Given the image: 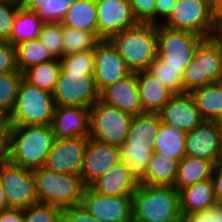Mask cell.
Returning <instances> with one entry per match:
<instances>
[{
  "label": "cell",
  "mask_w": 222,
  "mask_h": 222,
  "mask_svg": "<svg viewBox=\"0 0 222 222\" xmlns=\"http://www.w3.org/2000/svg\"><path fill=\"white\" fill-rule=\"evenodd\" d=\"M54 109L52 93L23 79L9 118L12 125H51Z\"/></svg>",
  "instance_id": "cell-7"
},
{
  "label": "cell",
  "mask_w": 222,
  "mask_h": 222,
  "mask_svg": "<svg viewBox=\"0 0 222 222\" xmlns=\"http://www.w3.org/2000/svg\"><path fill=\"white\" fill-rule=\"evenodd\" d=\"M22 80L23 73L19 70L0 75V115L10 116Z\"/></svg>",
  "instance_id": "cell-34"
},
{
  "label": "cell",
  "mask_w": 222,
  "mask_h": 222,
  "mask_svg": "<svg viewBox=\"0 0 222 222\" xmlns=\"http://www.w3.org/2000/svg\"><path fill=\"white\" fill-rule=\"evenodd\" d=\"M176 2L177 0H156L154 9V25L162 24V22L169 17Z\"/></svg>",
  "instance_id": "cell-46"
},
{
  "label": "cell",
  "mask_w": 222,
  "mask_h": 222,
  "mask_svg": "<svg viewBox=\"0 0 222 222\" xmlns=\"http://www.w3.org/2000/svg\"><path fill=\"white\" fill-rule=\"evenodd\" d=\"M98 37L110 39L114 34L135 26L129 0H95Z\"/></svg>",
  "instance_id": "cell-15"
},
{
  "label": "cell",
  "mask_w": 222,
  "mask_h": 222,
  "mask_svg": "<svg viewBox=\"0 0 222 222\" xmlns=\"http://www.w3.org/2000/svg\"><path fill=\"white\" fill-rule=\"evenodd\" d=\"M61 64L59 59L31 66L24 70L23 79L35 87L54 93L60 73Z\"/></svg>",
  "instance_id": "cell-30"
},
{
  "label": "cell",
  "mask_w": 222,
  "mask_h": 222,
  "mask_svg": "<svg viewBox=\"0 0 222 222\" xmlns=\"http://www.w3.org/2000/svg\"><path fill=\"white\" fill-rule=\"evenodd\" d=\"M214 164L204 158L185 156L178 163L177 175L173 187L179 191L212 177Z\"/></svg>",
  "instance_id": "cell-25"
},
{
  "label": "cell",
  "mask_w": 222,
  "mask_h": 222,
  "mask_svg": "<svg viewBox=\"0 0 222 222\" xmlns=\"http://www.w3.org/2000/svg\"><path fill=\"white\" fill-rule=\"evenodd\" d=\"M130 222H139V221H136V220L132 219Z\"/></svg>",
  "instance_id": "cell-56"
},
{
  "label": "cell",
  "mask_w": 222,
  "mask_h": 222,
  "mask_svg": "<svg viewBox=\"0 0 222 222\" xmlns=\"http://www.w3.org/2000/svg\"><path fill=\"white\" fill-rule=\"evenodd\" d=\"M222 76V38H205L197 47L193 59L185 67L182 82L184 93L215 83Z\"/></svg>",
  "instance_id": "cell-5"
},
{
  "label": "cell",
  "mask_w": 222,
  "mask_h": 222,
  "mask_svg": "<svg viewBox=\"0 0 222 222\" xmlns=\"http://www.w3.org/2000/svg\"><path fill=\"white\" fill-rule=\"evenodd\" d=\"M32 171L39 202H47L60 208L81 204L85 185L80 175L54 172L45 166Z\"/></svg>",
  "instance_id": "cell-6"
},
{
  "label": "cell",
  "mask_w": 222,
  "mask_h": 222,
  "mask_svg": "<svg viewBox=\"0 0 222 222\" xmlns=\"http://www.w3.org/2000/svg\"><path fill=\"white\" fill-rule=\"evenodd\" d=\"M139 99L144 112H158L173 93L147 70L137 72Z\"/></svg>",
  "instance_id": "cell-24"
},
{
  "label": "cell",
  "mask_w": 222,
  "mask_h": 222,
  "mask_svg": "<svg viewBox=\"0 0 222 222\" xmlns=\"http://www.w3.org/2000/svg\"><path fill=\"white\" fill-rule=\"evenodd\" d=\"M62 208L47 202H36L24 209V222H61Z\"/></svg>",
  "instance_id": "cell-37"
},
{
  "label": "cell",
  "mask_w": 222,
  "mask_h": 222,
  "mask_svg": "<svg viewBox=\"0 0 222 222\" xmlns=\"http://www.w3.org/2000/svg\"><path fill=\"white\" fill-rule=\"evenodd\" d=\"M133 116L100 100L90 107L89 138L121 146L130 130Z\"/></svg>",
  "instance_id": "cell-9"
},
{
  "label": "cell",
  "mask_w": 222,
  "mask_h": 222,
  "mask_svg": "<svg viewBox=\"0 0 222 222\" xmlns=\"http://www.w3.org/2000/svg\"><path fill=\"white\" fill-rule=\"evenodd\" d=\"M15 49L16 65L20 72H23L31 66L55 59L41 43L39 38L24 41L15 46Z\"/></svg>",
  "instance_id": "cell-32"
},
{
  "label": "cell",
  "mask_w": 222,
  "mask_h": 222,
  "mask_svg": "<svg viewBox=\"0 0 222 222\" xmlns=\"http://www.w3.org/2000/svg\"><path fill=\"white\" fill-rule=\"evenodd\" d=\"M63 222H100L93 217L85 207L80 204L77 206H70L62 208Z\"/></svg>",
  "instance_id": "cell-44"
},
{
  "label": "cell",
  "mask_w": 222,
  "mask_h": 222,
  "mask_svg": "<svg viewBox=\"0 0 222 222\" xmlns=\"http://www.w3.org/2000/svg\"><path fill=\"white\" fill-rule=\"evenodd\" d=\"M55 141L51 125H12L9 160L34 170L45 166Z\"/></svg>",
  "instance_id": "cell-2"
},
{
  "label": "cell",
  "mask_w": 222,
  "mask_h": 222,
  "mask_svg": "<svg viewBox=\"0 0 222 222\" xmlns=\"http://www.w3.org/2000/svg\"><path fill=\"white\" fill-rule=\"evenodd\" d=\"M158 114L162 123L175 126L186 133L204 121L190 93L173 94Z\"/></svg>",
  "instance_id": "cell-19"
},
{
  "label": "cell",
  "mask_w": 222,
  "mask_h": 222,
  "mask_svg": "<svg viewBox=\"0 0 222 222\" xmlns=\"http://www.w3.org/2000/svg\"><path fill=\"white\" fill-rule=\"evenodd\" d=\"M65 27L89 31L98 36L97 7L95 0H77L61 21Z\"/></svg>",
  "instance_id": "cell-29"
},
{
  "label": "cell",
  "mask_w": 222,
  "mask_h": 222,
  "mask_svg": "<svg viewBox=\"0 0 222 222\" xmlns=\"http://www.w3.org/2000/svg\"><path fill=\"white\" fill-rule=\"evenodd\" d=\"M120 162L119 147L88 137L80 173L82 183L90 186L97 178Z\"/></svg>",
  "instance_id": "cell-18"
},
{
  "label": "cell",
  "mask_w": 222,
  "mask_h": 222,
  "mask_svg": "<svg viewBox=\"0 0 222 222\" xmlns=\"http://www.w3.org/2000/svg\"><path fill=\"white\" fill-rule=\"evenodd\" d=\"M20 4L21 0H8Z\"/></svg>",
  "instance_id": "cell-54"
},
{
  "label": "cell",
  "mask_w": 222,
  "mask_h": 222,
  "mask_svg": "<svg viewBox=\"0 0 222 222\" xmlns=\"http://www.w3.org/2000/svg\"><path fill=\"white\" fill-rule=\"evenodd\" d=\"M211 11L217 25L222 21V0H211Z\"/></svg>",
  "instance_id": "cell-49"
},
{
  "label": "cell",
  "mask_w": 222,
  "mask_h": 222,
  "mask_svg": "<svg viewBox=\"0 0 222 222\" xmlns=\"http://www.w3.org/2000/svg\"><path fill=\"white\" fill-rule=\"evenodd\" d=\"M162 26L189 31L204 38L216 36L218 25L211 11V0H177Z\"/></svg>",
  "instance_id": "cell-8"
},
{
  "label": "cell",
  "mask_w": 222,
  "mask_h": 222,
  "mask_svg": "<svg viewBox=\"0 0 222 222\" xmlns=\"http://www.w3.org/2000/svg\"><path fill=\"white\" fill-rule=\"evenodd\" d=\"M109 40L132 73L148 70L156 59L157 25L138 22Z\"/></svg>",
  "instance_id": "cell-4"
},
{
  "label": "cell",
  "mask_w": 222,
  "mask_h": 222,
  "mask_svg": "<svg viewBox=\"0 0 222 222\" xmlns=\"http://www.w3.org/2000/svg\"><path fill=\"white\" fill-rule=\"evenodd\" d=\"M134 18L140 23L154 24L156 0H129Z\"/></svg>",
  "instance_id": "cell-41"
},
{
  "label": "cell",
  "mask_w": 222,
  "mask_h": 222,
  "mask_svg": "<svg viewBox=\"0 0 222 222\" xmlns=\"http://www.w3.org/2000/svg\"><path fill=\"white\" fill-rule=\"evenodd\" d=\"M202 118L222 123V89L217 82L190 93Z\"/></svg>",
  "instance_id": "cell-27"
},
{
  "label": "cell",
  "mask_w": 222,
  "mask_h": 222,
  "mask_svg": "<svg viewBox=\"0 0 222 222\" xmlns=\"http://www.w3.org/2000/svg\"><path fill=\"white\" fill-rule=\"evenodd\" d=\"M19 8L18 3L0 0V41H10L14 19Z\"/></svg>",
  "instance_id": "cell-40"
},
{
  "label": "cell",
  "mask_w": 222,
  "mask_h": 222,
  "mask_svg": "<svg viewBox=\"0 0 222 222\" xmlns=\"http://www.w3.org/2000/svg\"><path fill=\"white\" fill-rule=\"evenodd\" d=\"M59 60L62 71L94 72V50L63 55Z\"/></svg>",
  "instance_id": "cell-39"
},
{
  "label": "cell",
  "mask_w": 222,
  "mask_h": 222,
  "mask_svg": "<svg viewBox=\"0 0 222 222\" xmlns=\"http://www.w3.org/2000/svg\"><path fill=\"white\" fill-rule=\"evenodd\" d=\"M132 219L139 222H182L179 191L171 186L139 184L132 195Z\"/></svg>",
  "instance_id": "cell-3"
},
{
  "label": "cell",
  "mask_w": 222,
  "mask_h": 222,
  "mask_svg": "<svg viewBox=\"0 0 222 222\" xmlns=\"http://www.w3.org/2000/svg\"><path fill=\"white\" fill-rule=\"evenodd\" d=\"M88 137L55 139L45 167L54 172L80 175Z\"/></svg>",
  "instance_id": "cell-16"
},
{
  "label": "cell",
  "mask_w": 222,
  "mask_h": 222,
  "mask_svg": "<svg viewBox=\"0 0 222 222\" xmlns=\"http://www.w3.org/2000/svg\"><path fill=\"white\" fill-rule=\"evenodd\" d=\"M185 141L186 132L161 122L153 141V152L181 161L186 156Z\"/></svg>",
  "instance_id": "cell-26"
},
{
  "label": "cell",
  "mask_w": 222,
  "mask_h": 222,
  "mask_svg": "<svg viewBox=\"0 0 222 222\" xmlns=\"http://www.w3.org/2000/svg\"><path fill=\"white\" fill-rule=\"evenodd\" d=\"M77 0H48L39 6L35 12L44 24L61 23L70 6Z\"/></svg>",
  "instance_id": "cell-38"
},
{
  "label": "cell",
  "mask_w": 222,
  "mask_h": 222,
  "mask_svg": "<svg viewBox=\"0 0 222 222\" xmlns=\"http://www.w3.org/2000/svg\"><path fill=\"white\" fill-rule=\"evenodd\" d=\"M217 83L219 84V86H220L221 89H222V76L219 78V80L217 81Z\"/></svg>",
  "instance_id": "cell-53"
},
{
  "label": "cell",
  "mask_w": 222,
  "mask_h": 222,
  "mask_svg": "<svg viewBox=\"0 0 222 222\" xmlns=\"http://www.w3.org/2000/svg\"><path fill=\"white\" fill-rule=\"evenodd\" d=\"M182 222H222V207L217 204L206 211L186 215Z\"/></svg>",
  "instance_id": "cell-45"
},
{
  "label": "cell",
  "mask_w": 222,
  "mask_h": 222,
  "mask_svg": "<svg viewBox=\"0 0 222 222\" xmlns=\"http://www.w3.org/2000/svg\"><path fill=\"white\" fill-rule=\"evenodd\" d=\"M139 184L120 161L97 178L90 187L102 195L132 196Z\"/></svg>",
  "instance_id": "cell-22"
},
{
  "label": "cell",
  "mask_w": 222,
  "mask_h": 222,
  "mask_svg": "<svg viewBox=\"0 0 222 222\" xmlns=\"http://www.w3.org/2000/svg\"><path fill=\"white\" fill-rule=\"evenodd\" d=\"M179 161L170 156L153 152L145 178L140 184L151 186H171L176 179Z\"/></svg>",
  "instance_id": "cell-28"
},
{
  "label": "cell",
  "mask_w": 222,
  "mask_h": 222,
  "mask_svg": "<svg viewBox=\"0 0 222 222\" xmlns=\"http://www.w3.org/2000/svg\"><path fill=\"white\" fill-rule=\"evenodd\" d=\"M0 222H24V209L11 208L0 212Z\"/></svg>",
  "instance_id": "cell-48"
},
{
  "label": "cell",
  "mask_w": 222,
  "mask_h": 222,
  "mask_svg": "<svg viewBox=\"0 0 222 222\" xmlns=\"http://www.w3.org/2000/svg\"><path fill=\"white\" fill-rule=\"evenodd\" d=\"M55 106L90 108L99 100L94 72L62 71L53 93Z\"/></svg>",
  "instance_id": "cell-11"
},
{
  "label": "cell",
  "mask_w": 222,
  "mask_h": 222,
  "mask_svg": "<svg viewBox=\"0 0 222 222\" xmlns=\"http://www.w3.org/2000/svg\"><path fill=\"white\" fill-rule=\"evenodd\" d=\"M204 39L189 31L157 25L156 57L165 63V67L185 69Z\"/></svg>",
  "instance_id": "cell-10"
},
{
  "label": "cell",
  "mask_w": 222,
  "mask_h": 222,
  "mask_svg": "<svg viewBox=\"0 0 222 222\" xmlns=\"http://www.w3.org/2000/svg\"><path fill=\"white\" fill-rule=\"evenodd\" d=\"M211 178L214 183L215 199L219 204L222 202V160L214 165Z\"/></svg>",
  "instance_id": "cell-47"
},
{
  "label": "cell",
  "mask_w": 222,
  "mask_h": 222,
  "mask_svg": "<svg viewBox=\"0 0 222 222\" xmlns=\"http://www.w3.org/2000/svg\"><path fill=\"white\" fill-rule=\"evenodd\" d=\"M100 41L95 33L63 26L64 55L94 50Z\"/></svg>",
  "instance_id": "cell-33"
},
{
  "label": "cell",
  "mask_w": 222,
  "mask_h": 222,
  "mask_svg": "<svg viewBox=\"0 0 222 222\" xmlns=\"http://www.w3.org/2000/svg\"><path fill=\"white\" fill-rule=\"evenodd\" d=\"M220 157H221V160H222V137H221V151H220Z\"/></svg>",
  "instance_id": "cell-55"
},
{
  "label": "cell",
  "mask_w": 222,
  "mask_h": 222,
  "mask_svg": "<svg viewBox=\"0 0 222 222\" xmlns=\"http://www.w3.org/2000/svg\"><path fill=\"white\" fill-rule=\"evenodd\" d=\"M12 123L8 116L0 115V161L10 155Z\"/></svg>",
  "instance_id": "cell-43"
},
{
  "label": "cell",
  "mask_w": 222,
  "mask_h": 222,
  "mask_svg": "<svg viewBox=\"0 0 222 222\" xmlns=\"http://www.w3.org/2000/svg\"><path fill=\"white\" fill-rule=\"evenodd\" d=\"M11 209L6 200L5 192L0 181V212Z\"/></svg>",
  "instance_id": "cell-51"
},
{
  "label": "cell",
  "mask_w": 222,
  "mask_h": 222,
  "mask_svg": "<svg viewBox=\"0 0 222 222\" xmlns=\"http://www.w3.org/2000/svg\"><path fill=\"white\" fill-rule=\"evenodd\" d=\"M90 108L55 106L51 127L55 139L89 137Z\"/></svg>",
  "instance_id": "cell-20"
},
{
  "label": "cell",
  "mask_w": 222,
  "mask_h": 222,
  "mask_svg": "<svg viewBox=\"0 0 222 222\" xmlns=\"http://www.w3.org/2000/svg\"><path fill=\"white\" fill-rule=\"evenodd\" d=\"M132 72L109 39L94 48V79L99 93L107 86L126 78Z\"/></svg>",
  "instance_id": "cell-14"
},
{
  "label": "cell",
  "mask_w": 222,
  "mask_h": 222,
  "mask_svg": "<svg viewBox=\"0 0 222 222\" xmlns=\"http://www.w3.org/2000/svg\"><path fill=\"white\" fill-rule=\"evenodd\" d=\"M147 71L156 77L173 94L184 93L182 82L184 69H172L165 67V63L156 57V59L150 64Z\"/></svg>",
  "instance_id": "cell-35"
},
{
  "label": "cell",
  "mask_w": 222,
  "mask_h": 222,
  "mask_svg": "<svg viewBox=\"0 0 222 222\" xmlns=\"http://www.w3.org/2000/svg\"><path fill=\"white\" fill-rule=\"evenodd\" d=\"M179 201L182 218L195 212L206 211L217 205L212 178L179 190Z\"/></svg>",
  "instance_id": "cell-23"
},
{
  "label": "cell",
  "mask_w": 222,
  "mask_h": 222,
  "mask_svg": "<svg viewBox=\"0 0 222 222\" xmlns=\"http://www.w3.org/2000/svg\"><path fill=\"white\" fill-rule=\"evenodd\" d=\"M17 70L15 46L9 42L0 41V75Z\"/></svg>",
  "instance_id": "cell-42"
},
{
  "label": "cell",
  "mask_w": 222,
  "mask_h": 222,
  "mask_svg": "<svg viewBox=\"0 0 222 222\" xmlns=\"http://www.w3.org/2000/svg\"><path fill=\"white\" fill-rule=\"evenodd\" d=\"M221 137L222 123L204 120L197 128L186 133V155L217 164L221 160Z\"/></svg>",
  "instance_id": "cell-17"
},
{
  "label": "cell",
  "mask_w": 222,
  "mask_h": 222,
  "mask_svg": "<svg viewBox=\"0 0 222 222\" xmlns=\"http://www.w3.org/2000/svg\"><path fill=\"white\" fill-rule=\"evenodd\" d=\"M41 17L35 11L19 8L14 19L13 30L9 43L13 46L37 39L43 26Z\"/></svg>",
  "instance_id": "cell-31"
},
{
  "label": "cell",
  "mask_w": 222,
  "mask_h": 222,
  "mask_svg": "<svg viewBox=\"0 0 222 222\" xmlns=\"http://www.w3.org/2000/svg\"><path fill=\"white\" fill-rule=\"evenodd\" d=\"M99 100L132 116L143 113L139 99L137 73H131L126 78L105 87L99 93Z\"/></svg>",
  "instance_id": "cell-21"
},
{
  "label": "cell",
  "mask_w": 222,
  "mask_h": 222,
  "mask_svg": "<svg viewBox=\"0 0 222 222\" xmlns=\"http://www.w3.org/2000/svg\"><path fill=\"white\" fill-rule=\"evenodd\" d=\"M81 204L100 222L132 220V196L102 195L90 186H85Z\"/></svg>",
  "instance_id": "cell-13"
},
{
  "label": "cell",
  "mask_w": 222,
  "mask_h": 222,
  "mask_svg": "<svg viewBox=\"0 0 222 222\" xmlns=\"http://www.w3.org/2000/svg\"><path fill=\"white\" fill-rule=\"evenodd\" d=\"M38 38L54 58L60 59L64 55L61 23L43 24Z\"/></svg>",
  "instance_id": "cell-36"
},
{
  "label": "cell",
  "mask_w": 222,
  "mask_h": 222,
  "mask_svg": "<svg viewBox=\"0 0 222 222\" xmlns=\"http://www.w3.org/2000/svg\"><path fill=\"white\" fill-rule=\"evenodd\" d=\"M161 123L158 112H143L133 116L125 142L119 146L120 161L141 183L153 154V141Z\"/></svg>",
  "instance_id": "cell-1"
},
{
  "label": "cell",
  "mask_w": 222,
  "mask_h": 222,
  "mask_svg": "<svg viewBox=\"0 0 222 222\" xmlns=\"http://www.w3.org/2000/svg\"><path fill=\"white\" fill-rule=\"evenodd\" d=\"M216 36L222 38V21L218 24V30Z\"/></svg>",
  "instance_id": "cell-52"
},
{
  "label": "cell",
  "mask_w": 222,
  "mask_h": 222,
  "mask_svg": "<svg viewBox=\"0 0 222 222\" xmlns=\"http://www.w3.org/2000/svg\"><path fill=\"white\" fill-rule=\"evenodd\" d=\"M48 0H21L20 7L29 11H35Z\"/></svg>",
  "instance_id": "cell-50"
},
{
  "label": "cell",
  "mask_w": 222,
  "mask_h": 222,
  "mask_svg": "<svg viewBox=\"0 0 222 222\" xmlns=\"http://www.w3.org/2000/svg\"><path fill=\"white\" fill-rule=\"evenodd\" d=\"M0 181L10 208L25 209L38 202L36 180L31 169L0 161Z\"/></svg>",
  "instance_id": "cell-12"
}]
</instances>
